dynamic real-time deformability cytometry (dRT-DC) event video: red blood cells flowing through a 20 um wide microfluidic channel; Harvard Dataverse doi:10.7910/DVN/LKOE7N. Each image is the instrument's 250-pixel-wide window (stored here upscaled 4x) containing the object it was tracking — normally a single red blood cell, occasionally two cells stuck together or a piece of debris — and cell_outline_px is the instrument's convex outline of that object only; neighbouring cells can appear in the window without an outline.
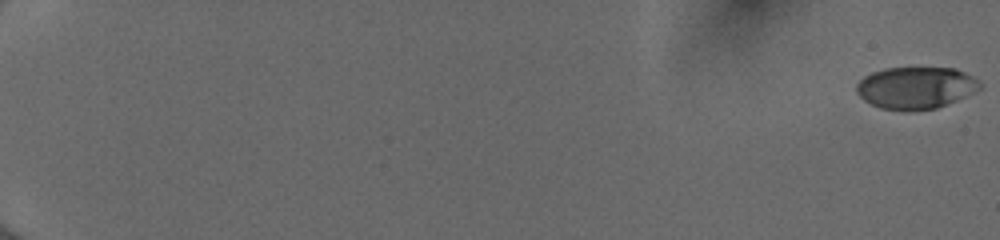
{"species": "human", "species_latin": "Homo sapiens", "temperature_condition": "cold", "stored_images_in_passage": 55, "camera_frame_rate_fps": 3000, "um_per_image_px": 0.085, "donor": {"sex": "female"}, "frame": {"image": 1, "passage_image": 1, "time_ms": 0.0, "image_size_px": [1000, 240], "cell_outline_px": [[980, 88], [948, 104], [936, 108], [880, 108], [864, 100], [856, 92], [856, 84], [864, 76], [872, 72], [884, 68], [956, 68], [980, 80]], "centroid_in_image_um": [77.83, 7.42], "position_along_channel_um": 7.2, "area_um2": 29.48}}
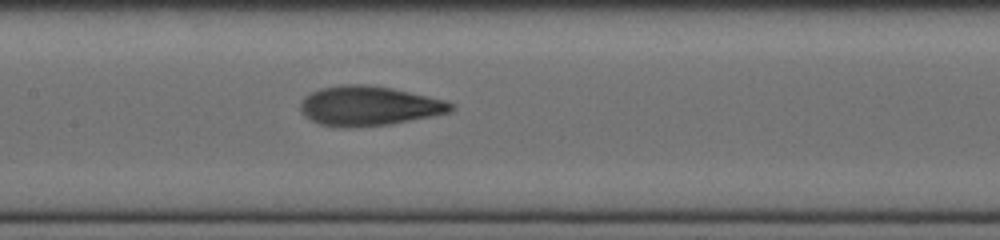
{"frame": {"image": 2, "passage_image": 31, "time_ms": 10.0, "image_size_px": [1000, 240], "cell_outline_px": [[452, 108], [448, 112], [432, 116], [388, 124], [340, 128], [320, 124], [304, 116], [300, 112], [300, 104], [304, 96], [320, 88], [344, 84], [368, 84], [392, 88], [444, 100], [452, 104]], "centroid_in_image_um": [31.28, 8.99], "position_along_channel_um": 176.1, "area_um2": 34.45}}
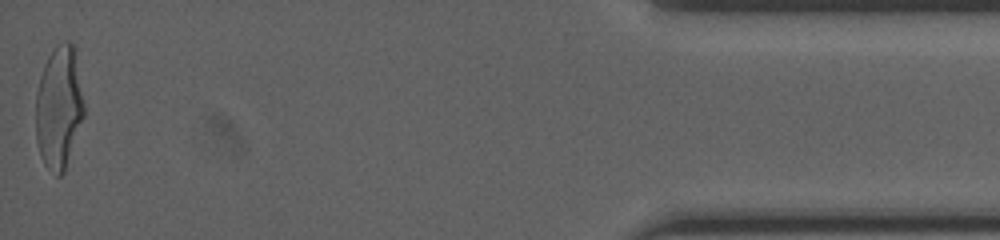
{"frame": {"image": 3, "passage_image": 55, "time_ms": 18.0, "image_size_px": [1000, 240], "cell_outline_px": [[84, 116], [64, 172], [60, 176], [56, 176], [44, 164], [36, 140], [36, 92], [40, 76], [44, 64], [48, 56], [56, 44], [64, 40], [68, 40], [72, 44], [76, 52], [84, 104]], "centroid_in_image_um": [5.01, 9.1], "position_along_channel_um": 430.2, "area_um2": 34.68}, "authors_computed_cell_mechanics": {"area_um2": 33.1772, "velocity_mm_per_s": 4.0456, "shape_relaxation_time_tau1_ms": 4.989, "shape_relaxation_time_tau2_ms": 0.9312, "deformation_change_tau1": 0.2192, "deformation_change_tau2": 0.0743}}